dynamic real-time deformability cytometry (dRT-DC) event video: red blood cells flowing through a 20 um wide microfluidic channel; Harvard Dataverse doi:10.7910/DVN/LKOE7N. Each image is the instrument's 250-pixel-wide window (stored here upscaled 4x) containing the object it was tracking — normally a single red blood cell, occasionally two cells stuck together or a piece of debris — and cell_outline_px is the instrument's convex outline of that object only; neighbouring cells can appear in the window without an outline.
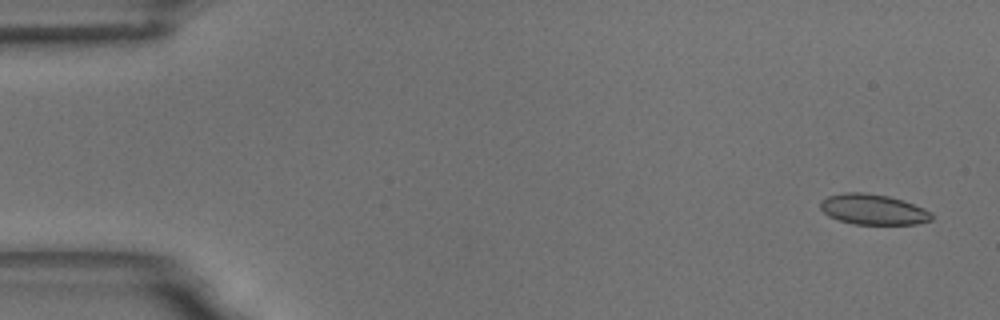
{"species": "common noctule bat (a hibernating species)", "species_latin": "Nyctalus noctula", "temperature_condition": "room temperature", "stored_images_in_passage": 56, "camera_frame_rate_fps": 3000, "um_per_image_px": 0.085, "animal": {"sex": "male", "body_mass_g": 18.8}, "frame": {"image": 1, "passage_image": 3, "time_ms": 0.667, "image_size_px": [1000, 320], "cell_outline_px": [[932, 220], [916, 224], [852, 224], [828, 216], [820, 208], [820, 200], [828, 196], [844, 192], [864, 192], [888, 196], [924, 208], [932, 212]], "centroid_in_image_um": [74.19, 17.8], "position_along_channel_um": 10.8, "area_um2": 19.71}}
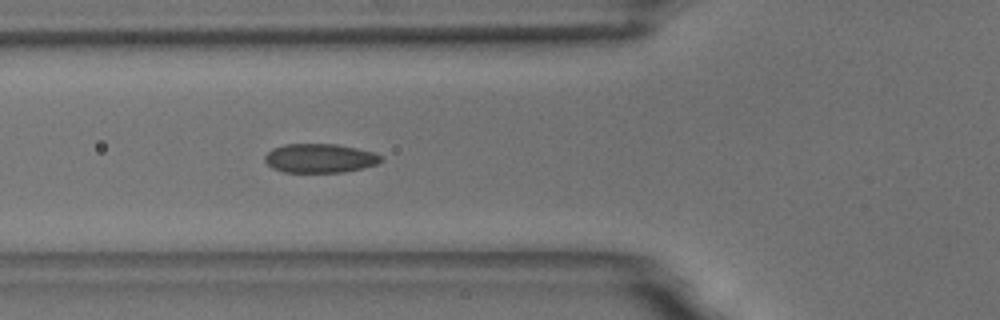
{"frame": {"image": 2, "passage_image": 21, "time_ms": 6.667, "image_size_px": [1000, 320], "cell_outline_px": [[384, 160], [376, 164], [344, 172], [284, 172], [272, 168], [264, 160], [264, 156], [272, 148], [284, 144], [336, 144], [356, 148], [372, 152], [380, 156]], "centroid_in_image_um": [27.14, 13.45], "position_along_channel_um": 98.7, "area_um2": 19.54}}
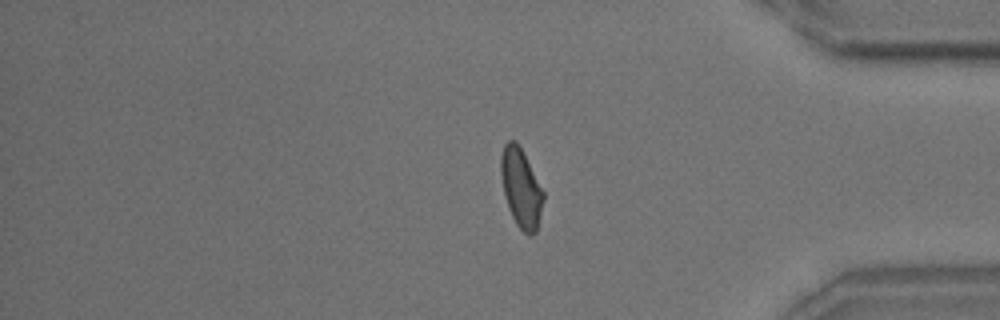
{"frame": {"image": 3, "passage_image": 47, "time_ms": 15.333, "image_size_px": [1000, 320], "cell_outline_px": [[544, 200], [536, 232], [528, 236], [516, 224], [508, 208], [500, 176], [500, 156], [504, 144], [508, 140], [516, 140], [520, 144], [544, 192]], "centroid_in_image_um": [44.28, 15.93], "position_along_channel_um": 390.9, "area_um2": 19.77}, "authors_computed_cell_mechanics": {"area_um2": 19.7098, "velocity_mm_per_s": 3.6148, "shape_relaxation_time_tau1_ms": 5.9131, "shape_relaxation_time_tau2_ms": 1.6093, "deformation_change_tau1": 0.1298, "deformation_change_tau2": 0.0672}}